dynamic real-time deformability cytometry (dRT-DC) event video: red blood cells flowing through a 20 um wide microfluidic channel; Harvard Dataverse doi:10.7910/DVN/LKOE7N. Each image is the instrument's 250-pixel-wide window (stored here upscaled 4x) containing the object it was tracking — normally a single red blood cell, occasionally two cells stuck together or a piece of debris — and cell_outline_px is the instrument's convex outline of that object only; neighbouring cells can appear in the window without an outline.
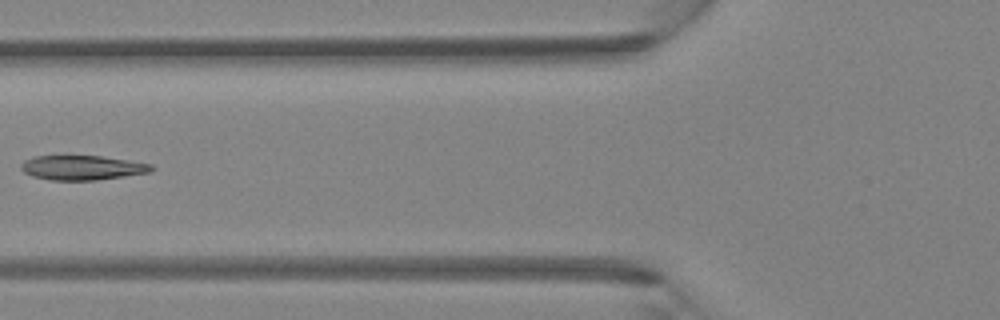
{"species": "Egyptian fruit bat (a non-hibernating species)", "species_latin": "Rousettus aegyptiacus", "temperature_condition": "room temperature", "stored_images_in_passage": 5, "camera_frame_rate_fps": 3000, "um_per_image_px": 0.085, "animal": {"sex": "female"}, "frame": {"image": 1, "passage_image": 5, "time_ms": 1.333, "image_size_px": [1000, 320], "cell_outline_px": [[156, 168], [152, 172], [96, 180], [52, 180], [32, 176], [24, 172], [20, 168], [20, 164], [24, 160], [36, 156], [100, 156], [152, 164]], "centroid_in_image_um": [7.0, 14.25], "position_along_channel_um": 118.8, "area_um2": 18.61}}